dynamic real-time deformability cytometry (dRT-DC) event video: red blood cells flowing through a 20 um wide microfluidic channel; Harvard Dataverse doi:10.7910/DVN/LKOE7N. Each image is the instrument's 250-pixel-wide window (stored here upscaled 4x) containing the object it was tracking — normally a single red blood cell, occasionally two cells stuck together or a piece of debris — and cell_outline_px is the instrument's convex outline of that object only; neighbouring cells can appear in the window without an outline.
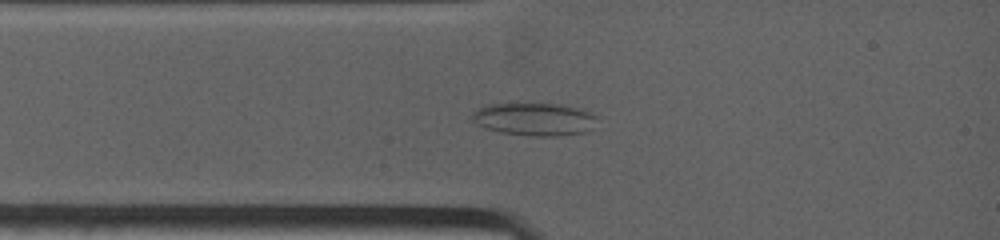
{"species": "common noctule bat (a hibernating species)", "species_latin": "Nyctalus noctula", "temperature_condition": "warm", "stored_images_in_passage": 57, "camera_frame_rate_fps": 4500, "um_per_image_px": 0.085, "animal": {"sex": "female", "body_mass_g": 19.0, "forearm_length_mm": 53.3}, "frame": {"image": 1, "passage_image": 7, "time_ms": 1.556, "image_size_px": [1000, 240], "cell_outline_px": [[596, 116], [584, 132], [552, 136], [532, 136], [500, 132], [488, 128], [480, 124], [472, 116], [472, 112], [484, 104], [564, 104], [576, 108]], "centroid_in_image_um": [45.35, 10.12], "position_along_channel_um": 39.7, "area_um2": 23.0}}
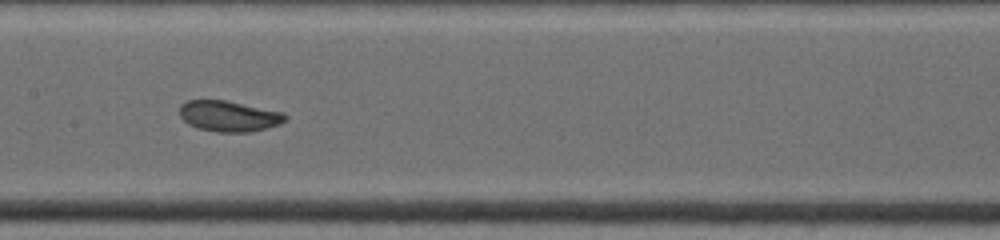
{"frame": {"image": 2, "passage_image": 24, "time_ms": 5.333, "image_size_px": [1000, 240], "cell_outline_px": [[288, 120], [280, 124], [268, 128], [252, 132], [216, 132], [196, 128], [188, 124], [180, 116], [180, 104], [188, 100], [228, 100], [284, 112], [288, 116]], "centroid_in_image_um": [19.5, 9.87], "position_along_channel_um": 187.9, "area_um2": 19.36}}
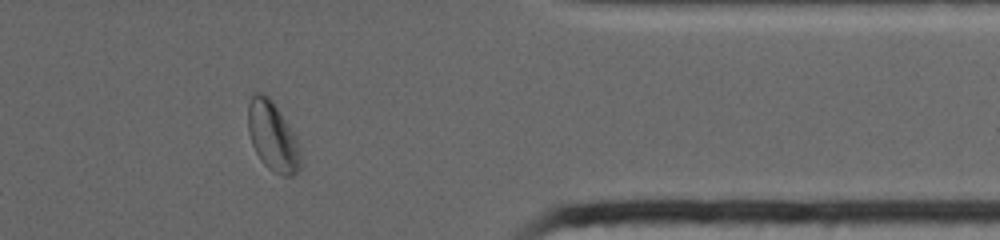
{"frame": {"image": 3, "passage_image": 45, "time_ms": 10.889, "image_size_px": [1000, 240], "cell_outline_px": [[300, 168], [292, 176], [280, 176], [268, 168], [260, 160], [252, 144], [248, 132], [248, 104], [252, 92], [260, 92], [268, 96], [272, 100], [296, 136], [300, 144]], "centroid_in_image_um": [23.17, 11.59], "position_along_channel_um": 388.2, "area_um2": 21.44}, "authors_computed_cell_mechanics": {"area_um2": 20.23, "velocity_mm_per_s": 3.9392, "shape_relaxation_time_tau1_ms": null, "shape_relaxation_time_tau2_ms": 1.1488, "deformation_change_tau1": null, "deformation_change_tau2": 0.0586}}